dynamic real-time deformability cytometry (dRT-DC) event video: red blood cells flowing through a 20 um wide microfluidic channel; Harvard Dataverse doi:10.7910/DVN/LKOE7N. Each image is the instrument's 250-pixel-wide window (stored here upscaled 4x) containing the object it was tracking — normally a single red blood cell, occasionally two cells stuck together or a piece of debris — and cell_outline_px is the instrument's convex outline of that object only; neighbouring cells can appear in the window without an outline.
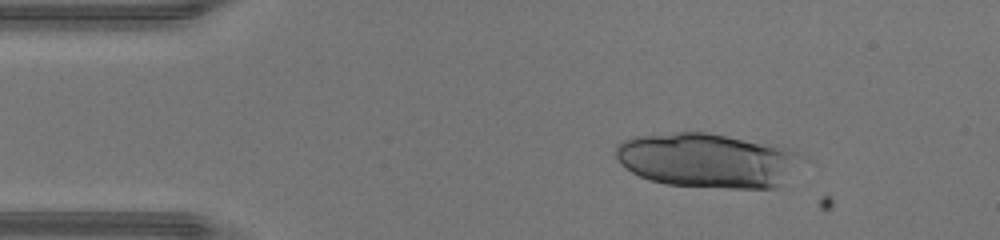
{"species": "human", "species_latin": "Homo sapiens", "temperature_condition": "warm", "stored_images_in_passage": 45, "camera_frame_rate_fps": 3000, "um_per_image_px": 0.085, "donor": {"sex": "male"}, "frame": {"image": 1, "passage_image": 6, "time_ms": 1.667, "image_size_px": [1000, 240], "cell_outline_px": [[812, 160], [776, 188], [724, 188], [664, 184], [640, 176], [632, 172], [620, 164], [616, 156], [616, 144], [624, 140], [636, 136], [676, 132], [708, 132], [776, 144], [788, 148], [808, 156]], "centroid_in_image_um": [60.29, 13.62], "position_along_channel_um": 24.7, "area_um2": 60.57}}